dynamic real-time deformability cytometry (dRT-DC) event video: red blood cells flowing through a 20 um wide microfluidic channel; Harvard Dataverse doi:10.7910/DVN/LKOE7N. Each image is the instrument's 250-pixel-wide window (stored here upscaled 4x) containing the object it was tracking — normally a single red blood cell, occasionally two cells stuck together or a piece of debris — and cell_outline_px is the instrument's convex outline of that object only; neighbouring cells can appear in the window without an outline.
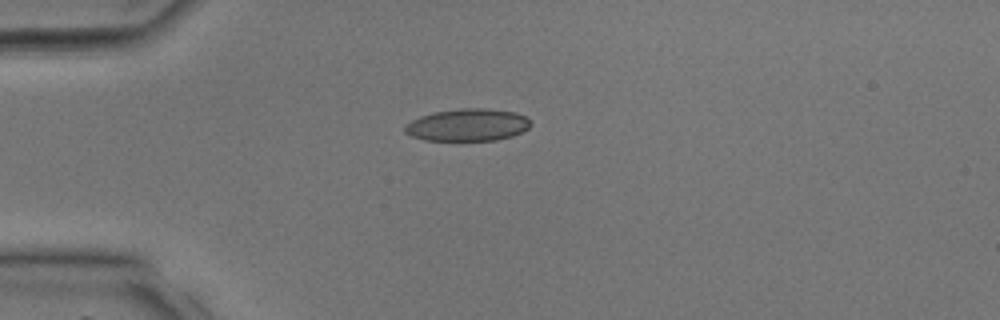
{"species": "common noctule bat (a hibernating species)", "species_latin": "Nyctalus noctula", "temperature_condition": "room temperature", "stored_images_in_passage": 29, "camera_frame_rate_fps": 3000, "um_per_image_px": 0.085, "animal": {"sex": "male", "body_mass_g": 17.9, "forearm_length_mm": 54.2}, "frame": {"image": 1, "passage_image": 1, "time_ms": 0.0, "image_size_px": [1000, 320], "cell_outline_px": [[532, 124], [528, 128], [512, 136], [496, 140], [424, 140], [412, 136], [404, 132], [404, 128], [412, 120], [420, 116], [432, 112], [460, 108], [484, 108], [516, 112], [528, 116]], "centroid_in_image_um": [39.77, 10.61], "position_along_channel_um": 45.2, "area_um2": 23.76}}
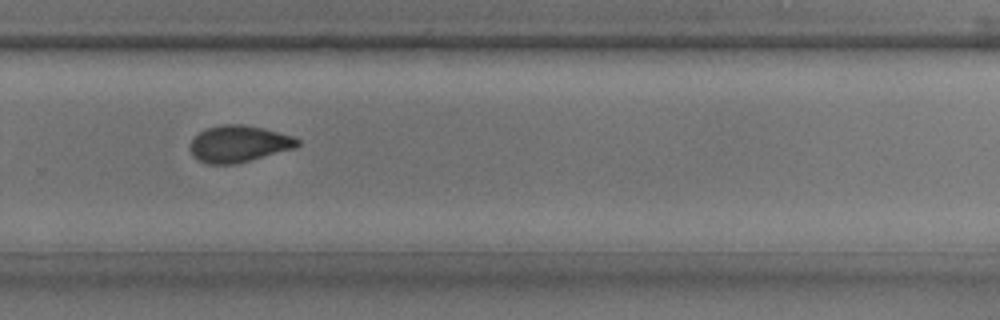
{"frame": {"image": 2, "passage_image": 17, "time_ms": 5.333, "image_size_px": [1000, 320], "cell_outline_px": [[300, 144], [296, 148], [232, 164], [208, 164], [200, 160], [188, 148], [192, 140], [200, 132], [208, 128], [224, 124], [240, 124], [260, 128], [292, 136], [300, 140]], "centroid_in_image_um": [20.3, 12.22], "position_along_channel_um": 309.5, "area_um2": 22.37}}
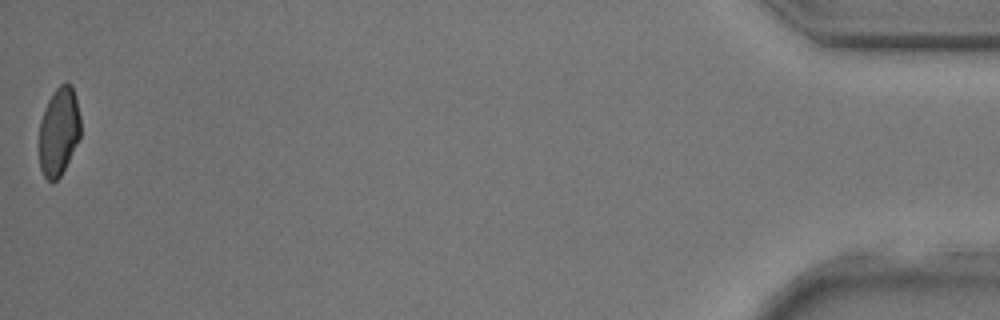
{"frame": {"image": 3, "passage_image": 29, "time_ms": 9.333, "image_size_px": [1000, 320], "cell_outline_px": [[80, 136], [60, 176], [56, 180], [48, 180], [44, 176], [40, 168], [40, 120], [48, 100], [56, 88], [60, 84], [72, 84], [76, 96], [80, 116]], "centroid_in_image_um": [5.01, 11.13], "position_along_channel_um": 430.2, "area_um2": 20.98}}